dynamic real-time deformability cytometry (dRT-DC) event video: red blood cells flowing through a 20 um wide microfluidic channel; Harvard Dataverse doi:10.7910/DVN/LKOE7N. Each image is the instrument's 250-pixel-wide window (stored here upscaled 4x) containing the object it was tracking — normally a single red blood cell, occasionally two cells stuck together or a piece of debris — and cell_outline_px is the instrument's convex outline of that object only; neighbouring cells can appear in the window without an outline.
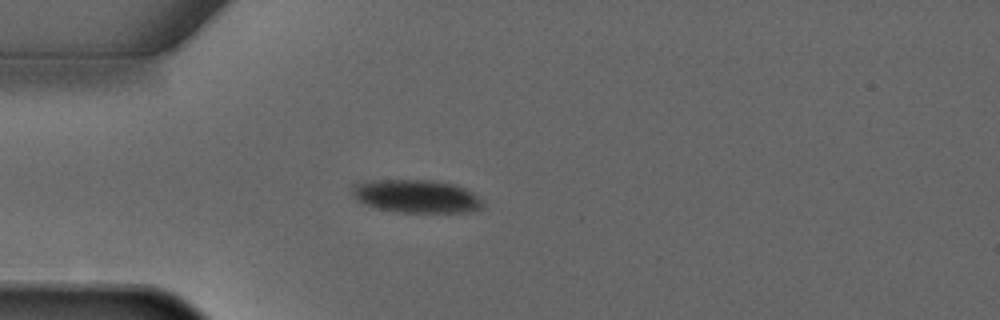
{"species": "common noctule bat (a hibernating species)", "species_latin": "Nyctalus noctula", "temperature_condition": "warm", "stored_images_in_passage": 3, "camera_frame_rate_fps": 3000, "um_per_image_px": 0.085, "animal": {"sex": "male", "forearm_length_mm": 52.5}, "frame": {"image": 1, "passage_image": 3, "time_ms": 2.333, "image_size_px": [1000, 320], "cell_outline_px": [[484, 208], [472, 212], [404, 212], [380, 208], [364, 204], [352, 192], [352, 184], [372, 180], [436, 180], [456, 184], [472, 192], [484, 200]], "centroid_in_image_um": [35.48, 16.67], "position_along_channel_um": 49.5, "area_um2": 25.2}}